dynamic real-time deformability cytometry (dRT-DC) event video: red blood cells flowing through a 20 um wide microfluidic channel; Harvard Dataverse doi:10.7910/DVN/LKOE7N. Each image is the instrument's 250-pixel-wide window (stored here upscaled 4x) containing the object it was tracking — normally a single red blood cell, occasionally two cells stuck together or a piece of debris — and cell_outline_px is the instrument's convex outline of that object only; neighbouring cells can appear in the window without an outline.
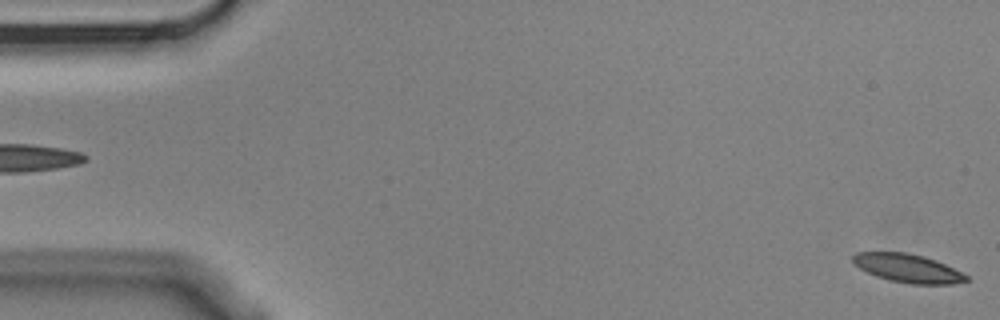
{"species": "Egyptian fruit bat (a non-hibernating species)", "species_latin": "Rousettus aegyptiacus", "temperature_condition": "cold", "stored_images_in_passage": 6, "segment_of_instrument_passage": [2, 2], "camera_frame_rate_fps": 3000, "um_per_image_px": 0.085, "animal": {"sex": "male"}, "frame": {"image": 1, "passage_image": 6, "time_ms": 1.667, "image_size_px": [1000, 320], "cell_outline_px": [[972, 280], [952, 284], [908, 284], [888, 280], [876, 276], [860, 268], [852, 260], [852, 256], [856, 252], [904, 252], [924, 256], [936, 260], [968, 276]], "centroid_in_image_um": [77.17, 22.81], "position_along_channel_um": 7.8, "area_um2": 18.79}}